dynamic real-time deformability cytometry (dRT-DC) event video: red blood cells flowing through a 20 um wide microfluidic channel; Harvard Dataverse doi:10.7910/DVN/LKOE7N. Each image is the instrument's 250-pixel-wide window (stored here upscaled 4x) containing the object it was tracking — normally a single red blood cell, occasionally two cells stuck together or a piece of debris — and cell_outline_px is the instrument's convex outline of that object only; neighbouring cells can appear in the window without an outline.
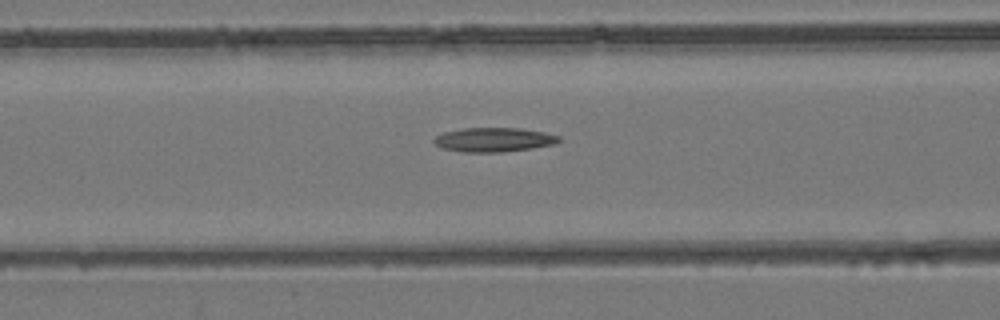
{"species": "common noctule bat (a hibernating species)", "species_latin": "Nyctalus noctula", "temperature_condition": "room temperature", "stored_images_in_passage": 54, "camera_frame_rate_fps": 3000, "um_per_image_px": 0.085, "animal": {"sex": "female", "body_mass_g": 24.6, "forearm_length_mm": 56.2}, "frame": {"image": 1, "passage_image": 23, "time_ms": 7.333, "image_size_px": [1000, 320], "cell_outline_px": [[564, 140], [552, 144], [532, 148], [500, 152], [464, 152], [444, 148], [436, 144], [432, 140], [436, 136], [444, 132], [464, 128], [520, 128], [544, 132], [560, 136]], "centroid_in_image_um": [42.0, 11.87], "position_along_channel_um": 124.6, "area_um2": 17.51}}
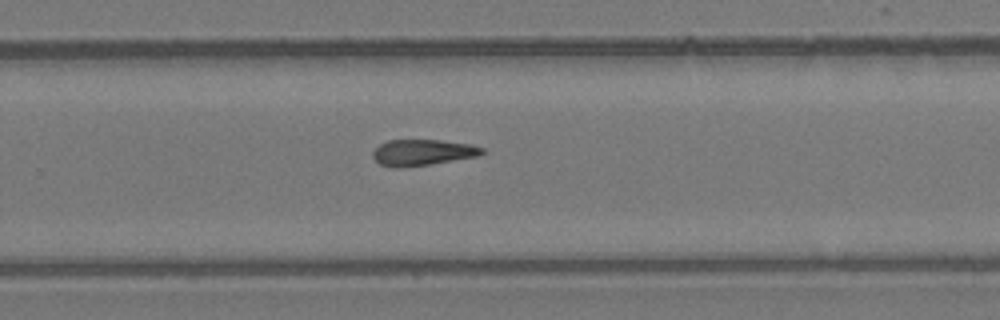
{"frame": {"image": 2, "passage_image": 36, "time_ms": 11.667, "image_size_px": [1000, 320], "cell_outline_px": [[484, 152], [476, 156], [428, 164], [400, 168], [392, 168], [380, 164], [372, 156], [372, 152], [380, 144], [388, 140], [440, 140], [468, 144], [484, 148]], "centroid_in_image_um": [35.86, 12.96], "position_along_channel_um": 293.9, "area_um2": 16.36}}
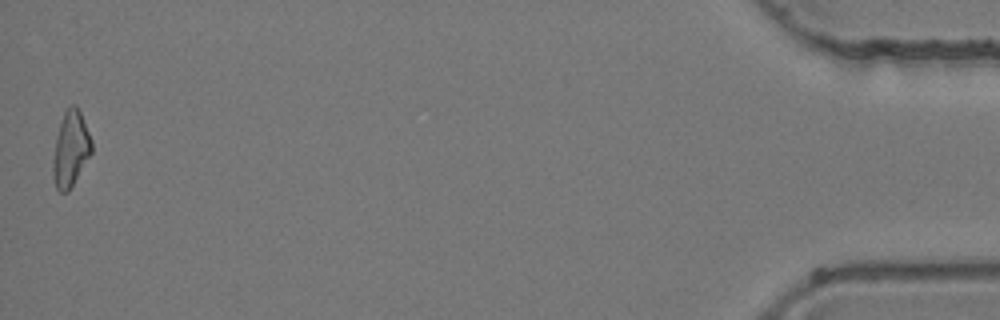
{"frame": {"image": 3, "passage_image": 54, "time_ms": 17.667, "image_size_px": [1000, 320], "cell_outline_px": [[92, 152], [68, 192], [60, 192], [56, 188], [52, 176], [52, 164], [56, 136], [64, 112], [72, 104], [76, 104], [80, 112], [92, 140]], "centroid_in_image_um": [5.99, 12.68], "position_along_channel_um": 429.2, "area_um2": 16.88}, "authors_computed_cell_mechanics": {"area_um2": 17.3111, "velocity_mm_per_s": 3.92, "shape_relaxation_time_tau1_ms": null, "shape_relaxation_time_tau2_ms": 7.9985, "deformation_change_tau1": null, "deformation_change_tau2": 0.2117}}